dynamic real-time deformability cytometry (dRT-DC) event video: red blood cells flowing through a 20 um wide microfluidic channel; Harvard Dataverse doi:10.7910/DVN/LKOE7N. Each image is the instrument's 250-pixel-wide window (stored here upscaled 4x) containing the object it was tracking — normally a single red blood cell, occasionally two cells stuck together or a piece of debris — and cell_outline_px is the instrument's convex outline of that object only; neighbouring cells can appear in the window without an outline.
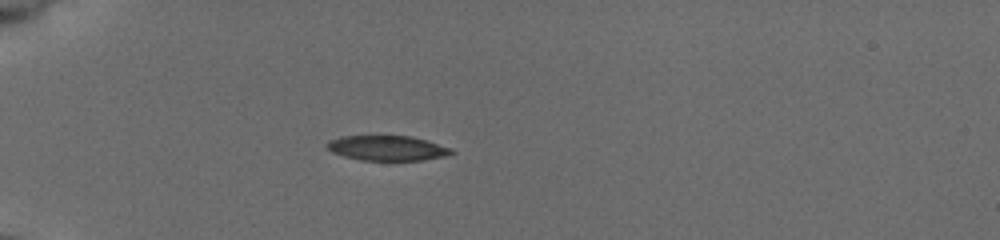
{"species": "common noctule bat (a hibernating species)", "species_latin": "Nyctalus noctula", "temperature_condition": "cold", "stored_images_in_passage": 45, "camera_frame_rate_fps": 3000, "um_per_image_px": 0.085, "animal": {"sex": "female", "body_mass_g": 19.5, "forearm_length_mm": 54.1}, "frame": {"image": 1, "passage_image": 3, "time_ms": 1.0, "image_size_px": [1000, 240], "cell_outline_px": [[456, 152], [444, 156], [420, 160], [360, 160], [344, 156], [332, 152], [328, 148], [328, 140], [340, 136], [412, 136], [452, 148]], "centroid_in_image_um": [32.92, 12.58], "position_along_channel_um": 52.1, "area_um2": 17.98}}
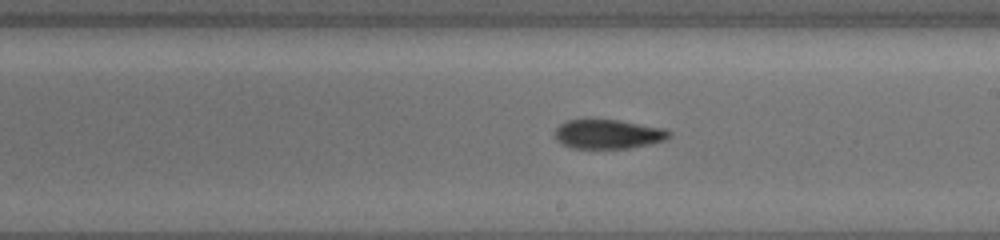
{"frame": {"image": 2, "passage_image": 22, "time_ms": 6.667, "image_size_px": [1000, 240], "cell_outline_px": [[672, 136], [664, 140], [652, 144], [628, 148], [572, 148], [560, 144], [556, 140], [556, 128], [560, 124], [568, 120], [620, 120], [664, 128], [672, 132]], "centroid_in_image_um": [51.72, 11.41], "position_along_channel_um": 237.3, "area_um2": 19.54}}
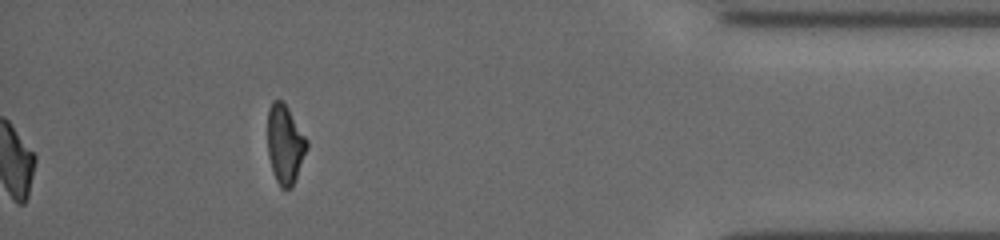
{"frame": {"image": 3, "passage_image": 45, "time_ms": 12.333, "image_size_px": [1000, 240], "cell_outline_px": [[308, 148], [292, 188], [280, 188], [272, 172], [268, 156], [268, 108], [272, 100], [280, 100], [288, 108], [308, 140]], "centroid_in_image_um": [24.22, 12.28], "position_along_channel_um": 411.0, "area_um2": 18.15}, "authors_computed_cell_mechanics": {"area_um2": 19.4208, "velocity_mm_per_s": 3.7559, "shape_relaxation_time_tau1_ms": 9.2786, "shape_relaxation_time_tau2_ms": 5.297, "deformation_change_tau1": 0.256, "deformation_change_tau2": 0.1232}}